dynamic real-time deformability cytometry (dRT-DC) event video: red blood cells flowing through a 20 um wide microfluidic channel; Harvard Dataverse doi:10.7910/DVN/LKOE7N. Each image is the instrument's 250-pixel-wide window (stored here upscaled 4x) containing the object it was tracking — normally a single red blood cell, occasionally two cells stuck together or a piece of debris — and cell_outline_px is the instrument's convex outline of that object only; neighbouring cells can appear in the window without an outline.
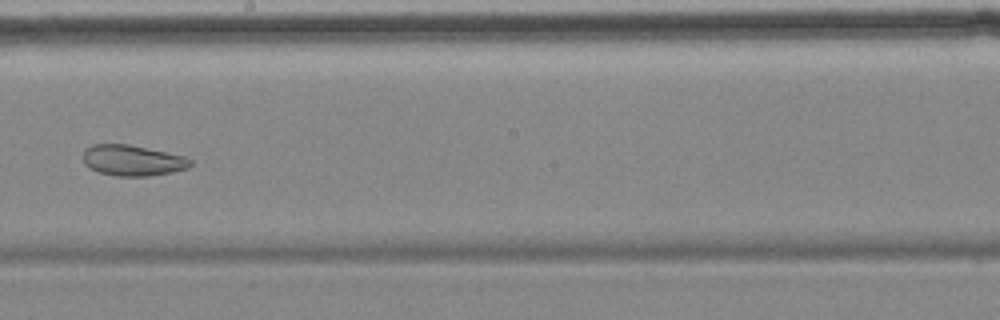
{"species": "common noctule bat (a hibernating species)", "species_latin": "Nyctalus noctula", "temperature_condition": "cold", "stored_images_in_passage": 10, "camera_frame_rate_fps": 3000, "um_per_image_px": 0.085, "animal": {"sex": "female", "body_mass_g": 18.4}, "frame": {"image": 1, "passage_image": 9, "time_ms": 9.667, "image_size_px": [1000, 320], "cell_outline_px": [[192, 164], [188, 168], [172, 172], [148, 176], [116, 176], [100, 172], [88, 168], [84, 164], [84, 148], [92, 144], [128, 144], [184, 156], [192, 160]], "centroid_in_image_um": [11.25, 13.63], "position_along_channel_um": 237.0, "area_um2": 19.25}}